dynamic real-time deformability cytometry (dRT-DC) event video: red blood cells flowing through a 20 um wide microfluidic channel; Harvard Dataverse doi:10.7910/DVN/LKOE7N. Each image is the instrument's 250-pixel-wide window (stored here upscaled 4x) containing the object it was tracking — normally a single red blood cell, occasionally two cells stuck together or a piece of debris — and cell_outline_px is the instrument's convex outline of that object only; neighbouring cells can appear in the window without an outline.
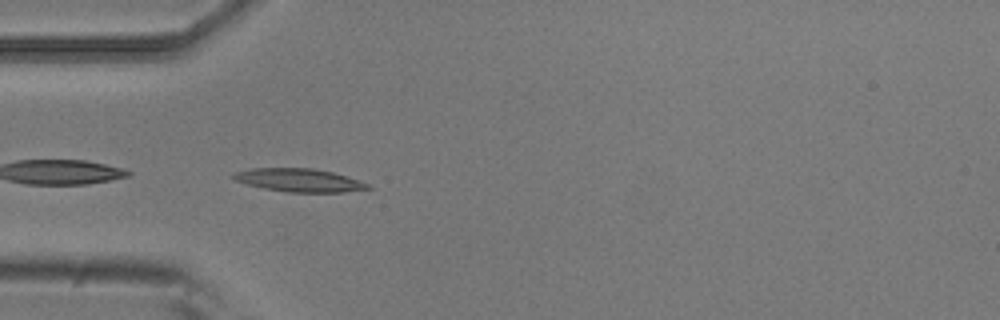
{"species": "common noctule bat (a hibernating species)", "species_latin": "Nyctalus noctula", "temperature_condition": "room temperature", "stored_images_in_passage": 8, "camera_frame_rate_fps": 3000, "um_per_image_px": 0.085, "animal": {"sex": "male", "body_mass_g": 20.5, "forearm_length_mm": 52.5}, "frame": {"image": 1, "passage_image": 4, "time_ms": 1.0, "image_size_px": [1000, 320], "cell_outline_px": [[372, 188], [344, 192], [288, 192], [264, 188], [248, 184], [236, 180], [232, 176], [232, 172], [252, 168], [312, 168], [332, 172], [348, 176], [368, 184]], "centroid_in_image_um": [25.43, 15.31], "position_along_channel_um": 59.6, "area_um2": 18.03}}
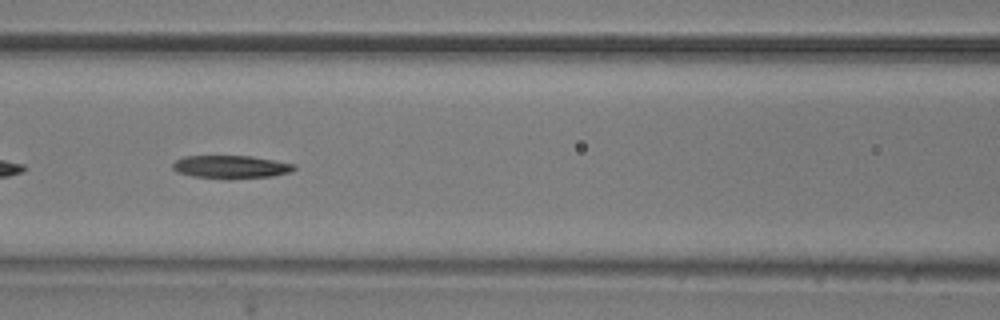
{"frame": {"image": 2, "passage_image": 6, "time_ms": 1.667, "image_size_px": [1000, 320], "cell_outline_px": [[296, 168], [292, 172], [272, 176], [192, 176], [176, 172], [172, 168], [172, 164], [176, 160], [184, 156], [252, 156], [296, 164]], "centroid_in_image_um": [19.64, 14.14], "position_along_channel_um": 147.0, "area_um2": 15.49}}
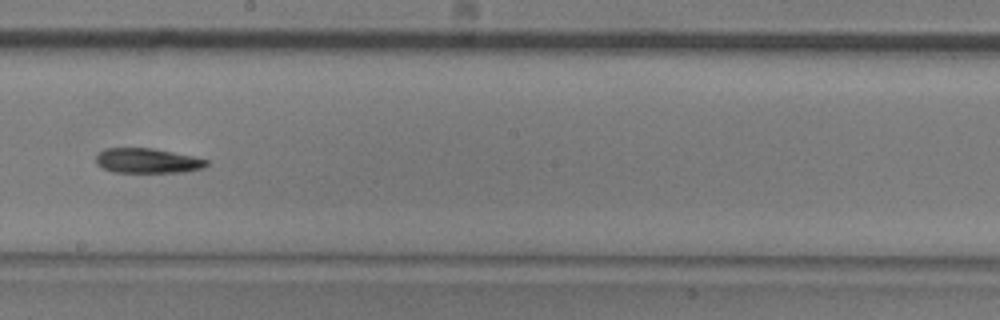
{"frame": {"image": 3, "passage_image": 8, "time_ms": 2.333, "image_size_px": [1000, 320], "cell_outline_px": [[208, 164], [204, 168], [184, 172], [112, 172], [96, 164], [96, 156], [100, 152], [108, 148], [152, 148], [192, 156], [208, 160]], "centroid_in_image_um": [12.54, 13.67], "position_along_channel_um": 235.7, "area_um2": 15.9}}